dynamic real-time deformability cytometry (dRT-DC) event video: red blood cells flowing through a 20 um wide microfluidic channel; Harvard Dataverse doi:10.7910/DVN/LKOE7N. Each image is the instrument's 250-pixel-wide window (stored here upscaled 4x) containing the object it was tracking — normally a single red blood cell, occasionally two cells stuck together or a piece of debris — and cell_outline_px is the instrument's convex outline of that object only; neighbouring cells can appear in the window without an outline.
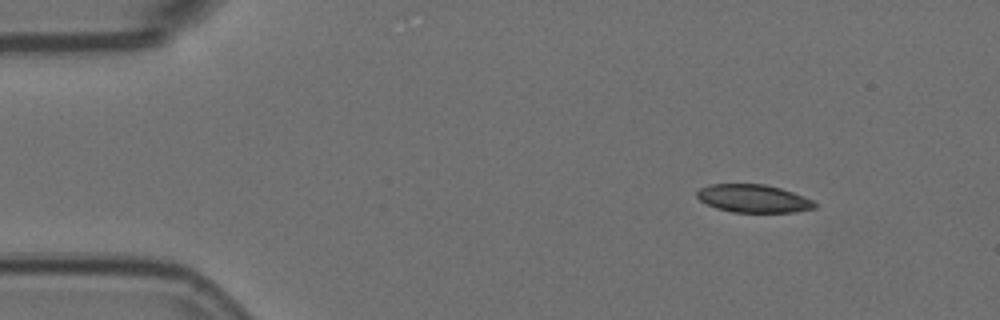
{"species": "Egyptian fruit bat (a non-hibernating species)", "species_latin": "Rousettus aegyptiacus", "temperature_condition": "room temperature", "stored_images_in_passage": 5, "camera_frame_rate_fps": 3000, "um_per_image_px": 0.085, "animal": {"sex": "female"}, "frame": {"image": 1, "passage_image": 1, "time_ms": 0.0, "image_size_px": [1000, 320], "cell_outline_px": [[816, 208], [796, 212], [732, 212], [716, 208], [700, 200], [696, 196], [696, 192], [700, 188], [708, 184], [764, 184], [780, 188], [804, 196], [812, 200], [816, 204]], "centroid_in_image_um": [64.03, 16.87], "position_along_channel_um": 21.0, "area_um2": 19.19}}
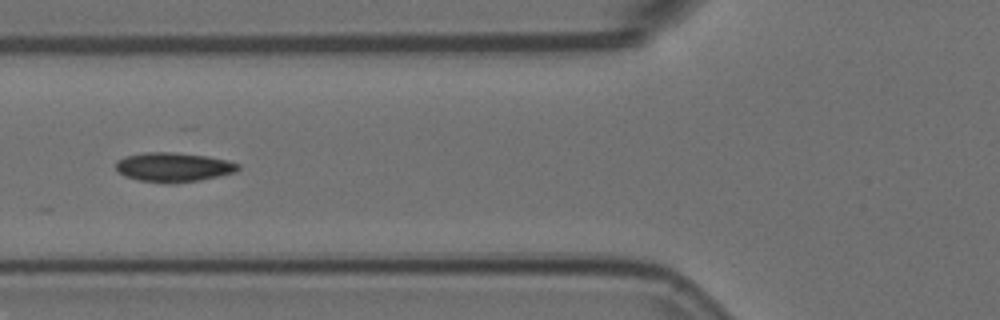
{"frame": {"image": 2, "passage_image": 4, "time_ms": 1.0, "image_size_px": [1000, 320], "cell_outline_px": [[240, 168], [236, 172], [220, 176], [200, 180], [176, 184], [164, 184], [140, 180], [124, 176], [116, 168], [116, 160], [124, 156], [144, 152], [172, 152], [208, 156], [228, 160], [240, 164]], "centroid_in_image_um": [14.76, 14.21], "position_along_channel_um": 111.0, "area_um2": 21.27}}
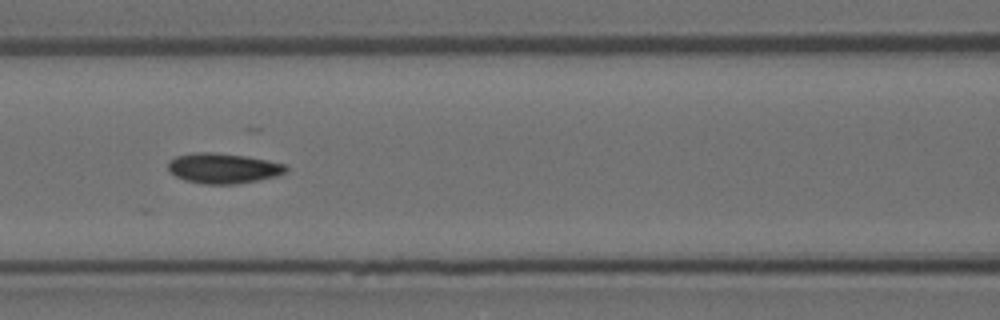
{"frame": {"image": 3, "passage_image": 5, "time_ms": 1.333, "image_size_px": [1000, 320], "cell_outline_px": [[288, 168], [284, 172], [276, 176], [236, 184], [204, 184], [184, 180], [176, 176], [168, 168], [168, 160], [176, 156], [192, 152], [212, 152], [248, 156], [268, 160], [284, 164]], "centroid_in_image_um": [18.94, 14.29], "position_along_channel_um": 147.7, "area_um2": 20.75}}